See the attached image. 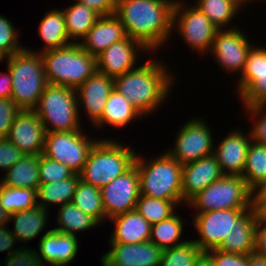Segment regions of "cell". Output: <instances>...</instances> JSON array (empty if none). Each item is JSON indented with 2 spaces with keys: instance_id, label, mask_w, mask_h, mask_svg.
Returning <instances> with one entry per match:
<instances>
[{
  "instance_id": "bcb514c9",
  "label": "cell",
  "mask_w": 266,
  "mask_h": 266,
  "mask_svg": "<svg viewBox=\"0 0 266 266\" xmlns=\"http://www.w3.org/2000/svg\"><path fill=\"white\" fill-rule=\"evenodd\" d=\"M216 266H248V254L225 253L218 249L206 252Z\"/></svg>"
},
{
  "instance_id": "ac0fdd59",
  "label": "cell",
  "mask_w": 266,
  "mask_h": 266,
  "mask_svg": "<svg viewBox=\"0 0 266 266\" xmlns=\"http://www.w3.org/2000/svg\"><path fill=\"white\" fill-rule=\"evenodd\" d=\"M251 141L249 131L236 127L215 144L214 154L224 175L242 176Z\"/></svg>"
},
{
  "instance_id": "f1b7e54d",
  "label": "cell",
  "mask_w": 266,
  "mask_h": 266,
  "mask_svg": "<svg viewBox=\"0 0 266 266\" xmlns=\"http://www.w3.org/2000/svg\"><path fill=\"white\" fill-rule=\"evenodd\" d=\"M4 174L0 182L6 186L37 190L40 185L39 155H24Z\"/></svg>"
},
{
  "instance_id": "e0dca14e",
  "label": "cell",
  "mask_w": 266,
  "mask_h": 266,
  "mask_svg": "<svg viewBox=\"0 0 266 266\" xmlns=\"http://www.w3.org/2000/svg\"><path fill=\"white\" fill-rule=\"evenodd\" d=\"M101 266H159L162 249L150 241L138 244L108 243Z\"/></svg>"
},
{
  "instance_id": "5bb4252c",
  "label": "cell",
  "mask_w": 266,
  "mask_h": 266,
  "mask_svg": "<svg viewBox=\"0 0 266 266\" xmlns=\"http://www.w3.org/2000/svg\"><path fill=\"white\" fill-rule=\"evenodd\" d=\"M239 78V79H238ZM235 93L243 107L266 104V46L250 49L243 72L237 77Z\"/></svg>"
},
{
  "instance_id": "30bf717a",
  "label": "cell",
  "mask_w": 266,
  "mask_h": 266,
  "mask_svg": "<svg viewBox=\"0 0 266 266\" xmlns=\"http://www.w3.org/2000/svg\"><path fill=\"white\" fill-rule=\"evenodd\" d=\"M99 139L88 136L83 129L46 132L43 155L64 164L74 173L80 174L92 148Z\"/></svg>"
},
{
  "instance_id": "8d00e7d4",
  "label": "cell",
  "mask_w": 266,
  "mask_h": 266,
  "mask_svg": "<svg viewBox=\"0 0 266 266\" xmlns=\"http://www.w3.org/2000/svg\"><path fill=\"white\" fill-rule=\"evenodd\" d=\"M0 205L9 215L37 206V190L9 187L0 182Z\"/></svg>"
},
{
  "instance_id": "c3c4849f",
  "label": "cell",
  "mask_w": 266,
  "mask_h": 266,
  "mask_svg": "<svg viewBox=\"0 0 266 266\" xmlns=\"http://www.w3.org/2000/svg\"><path fill=\"white\" fill-rule=\"evenodd\" d=\"M255 252L266 256V217L259 210L255 224Z\"/></svg>"
},
{
  "instance_id": "d590c367",
  "label": "cell",
  "mask_w": 266,
  "mask_h": 266,
  "mask_svg": "<svg viewBox=\"0 0 266 266\" xmlns=\"http://www.w3.org/2000/svg\"><path fill=\"white\" fill-rule=\"evenodd\" d=\"M247 187L254 192L266 181V145L251 141L242 174Z\"/></svg>"
},
{
  "instance_id": "7402d4cb",
  "label": "cell",
  "mask_w": 266,
  "mask_h": 266,
  "mask_svg": "<svg viewBox=\"0 0 266 266\" xmlns=\"http://www.w3.org/2000/svg\"><path fill=\"white\" fill-rule=\"evenodd\" d=\"M79 237L53 230L45 231L38 242V250H34L39 260L48 265H67L78 255ZM47 263V264H46Z\"/></svg>"
},
{
  "instance_id": "d4e9b609",
  "label": "cell",
  "mask_w": 266,
  "mask_h": 266,
  "mask_svg": "<svg viewBox=\"0 0 266 266\" xmlns=\"http://www.w3.org/2000/svg\"><path fill=\"white\" fill-rule=\"evenodd\" d=\"M141 118L143 119L129 100L114 89L107 99L102 117L92 127L103 130L109 125L121 129Z\"/></svg>"
},
{
  "instance_id": "f546056e",
  "label": "cell",
  "mask_w": 266,
  "mask_h": 266,
  "mask_svg": "<svg viewBox=\"0 0 266 266\" xmlns=\"http://www.w3.org/2000/svg\"><path fill=\"white\" fill-rule=\"evenodd\" d=\"M66 31L72 43H80L88 31L94 26L100 17L95 11L85 4L71 3L62 9Z\"/></svg>"
},
{
  "instance_id": "1f68e13d",
  "label": "cell",
  "mask_w": 266,
  "mask_h": 266,
  "mask_svg": "<svg viewBox=\"0 0 266 266\" xmlns=\"http://www.w3.org/2000/svg\"><path fill=\"white\" fill-rule=\"evenodd\" d=\"M57 226L52 228L55 231L75 235L79 237L80 232L96 229L100 224L91 216L86 215L80 208L72 202L57 208Z\"/></svg>"
},
{
  "instance_id": "cb8c5ba5",
  "label": "cell",
  "mask_w": 266,
  "mask_h": 266,
  "mask_svg": "<svg viewBox=\"0 0 266 266\" xmlns=\"http://www.w3.org/2000/svg\"><path fill=\"white\" fill-rule=\"evenodd\" d=\"M108 221L114 224L108 243L138 244L150 240L151 224L136 209L116 215Z\"/></svg>"
},
{
  "instance_id": "44dd1931",
  "label": "cell",
  "mask_w": 266,
  "mask_h": 266,
  "mask_svg": "<svg viewBox=\"0 0 266 266\" xmlns=\"http://www.w3.org/2000/svg\"><path fill=\"white\" fill-rule=\"evenodd\" d=\"M223 176L224 174L214 153L197 161L184 164L182 167L183 207L197 193Z\"/></svg>"
},
{
  "instance_id": "f907efd6",
  "label": "cell",
  "mask_w": 266,
  "mask_h": 266,
  "mask_svg": "<svg viewBox=\"0 0 266 266\" xmlns=\"http://www.w3.org/2000/svg\"><path fill=\"white\" fill-rule=\"evenodd\" d=\"M7 72H0V98H11L12 96V79L8 68Z\"/></svg>"
},
{
  "instance_id": "836d02e7",
  "label": "cell",
  "mask_w": 266,
  "mask_h": 266,
  "mask_svg": "<svg viewBox=\"0 0 266 266\" xmlns=\"http://www.w3.org/2000/svg\"><path fill=\"white\" fill-rule=\"evenodd\" d=\"M192 0V3L219 29H232L233 20L242 11L230 0ZM237 14V16H236ZM231 25V26H230Z\"/></svg>"
},
{
  "instance_id": "60d3db41",
  "label": "cell",
  "mask_w": 266,
  "mask_h": 266,
  "mask_svg": "<svg viewBox=\"0 0 266 266\" xmlns=\"http://www.w3.org/2000/svg\"><path fill=\"white\" fill-rule=\"evenodd\" d=\"M74 172L64 164L39 155V180L40 183H53L70 178Z\"/></svg>"
},
{
  "instance_id": "e575fe53",
  "label": "cell",
  "mask_w": 266,
  "mask_h": 266,
  "mask_svg": "<svg viewBox=\"0 0 266 266\" xmlns=\"http://www.w3.org/2000/svg\"><path fill=\"white\" fill-rule=\"evenodd\" d=\"M72 203L80 208L86 215L93 217L100 226L105 224L106 215L104 212L100 188L85 183L81 179L76 186Z\"/></svg>"
},
{
  "instance_id": "ee69618b",
  "label": "cell",
  "mask_w": 266,
  "mask_h": 266,
  "mask_svg": "<svg viewBox=\"0 0 266 266\" xmlns=\"http://www.w3.org/2000/svg\"><path fill=\"white\" fill-rule=\"evenodd\" d=\"M32 249L23 245L12 255L4 258L3 266H45Z\"/></svg>"
},
{
  "instance_id": "7dc6e473",
  "label": "cell",
  "mask_w": 266,
  "mask_h": 266,
  "mask_svg": "<svg viewBox=\"0 0 266 266\" xmlns=\"http://www.w3.org/2000/svg\"><path fill=\"white\" fill-rule=\"evenodd\" d=\"M76 3L85 4L99 16H110L116 12L117 0H72Z\"/></svg>"
},
{
  "instance_id": "74e56055",
  "label": "cell",
  "mask_w": 266,
  "mask_h": 266,
  "mask_svg": "<svg viewBox=\"0 0 266 266\" xmlns=\"http://www.w3.org/2000/svg\"><path fill=\"white\" fill-rule=\"evenodd\" d=\"M202 253L201 248L190 238L183 244L164 249L159 266H195Z\"/></svg>"
},
{
  "instance_id": "816d5d0a",
  "label": "cell",
  "mask_w": 266,
  "mask_h": 266,
  "mask_svg": "<svg viewBox=\"0 0 266 266\" xmlns=\"http://www.w3.org/2000/svg\"><path fill=\"white\" fill-rule=\"evenodd\" d=\"M253 205L259 211L266 206V181L253 192Z\"/></svg>"
},
{
  "instance_id": "5b68a950",
  "label": "cell",
  "mask_w": 266,
  "mask_h": 266,
  "mask_svg": "<svg viewBox=\"0 0 266 266\" xmlns=\"http://www.w3.org/2000/svg\"><path fill=\"white\" fill-rule=\"evenodd\" d=\"M6 61L12 79L11 99L21 110H34L48 84L40 52L24 48Z\"/></svg>"
},
{
  "instance_id": "d6a6232c",
  "label": "cell",
  "mask_w": 266,
  "mask_h": 266,
  "mask_svg": "<svg viewBox=\"0 0 266 266\" xmlns=\"http://www.w3.org/2000/svg\"><path fill=\"white\" fill-rule=\"evenodd\" d=\"M185 219L176 211L172 216L159 223L151 225L150 242L162 250L185 243L189 239H182Z\"/></svg>"
},
{
  "instance_id": "f5cc1de1",
  "label": "cell",
  "mask_w": 266,
  "mask_h": 266,
  "mask_svg": "<svg viewBox=\"0 0 266 266\" xmlns=\"http://www.w3.org/2000/svg\"><path fill=\"white\" fill-rule=\"evenodd\" d=\"M248 266H266V256L256 252L248 254Z\"/></svg>"
},
{
  "instance_id": "7bdbcfd3",
  "label": "cell",
  "mask_w": 266,
  "mask_h": 266,
  "mask_svg": "<svg viewBox=\"0 0 266 266\" xmlns=\"http://www.w3.org/2000/svg\"><path fill=\"white\" fill-rule=\"evenodd\" d=\"M21 109L11 98H0V138H7L16 115Z\"/></svg>"
},
{
  "instance_id": "db71d44e",
  "label": "cell",
  "mask_w": 266,
  "mask_h": 266,
  "mask_svg": "<svg viewBox=\"0 0 266 266\" xmlns=\"http://www.w3.org/2000/svg\"><path fill=\"white\" fill-rule=\"evenodd\" d=\"M195 266H216L213 259L206 253L203 252L198 258Z\"/></svg>"
},
{
  "instance_id": "9c48e42d",
  "label": "cell",
  "mask_w": 266,
  "mask_h": 266,
  "mask_svg": "<svg viewBox=\"0 0 266 266\" xmlns=\"http://www.w3.org/2000/svg\"><path fill=\"white\" fill-rule=\"evenodd\" d=\"M176 0L173 8L172 32L180 35L188 49L201 56L208 55L219 30L197 6Z\"/></svg>"
},
{
  "instance_id": "b9f144b4",
  "label": "cell",
  "mask_w": 266,
  "mask_h": 266,
  "mask_svg": "<svg viewBox=\"0 0 266 266\" xmlns=\"http://www.w3.org/2000/svg\"><path fill=\"white\" fill-rule=\"evenodd\" d=\"M246 116L250 117L252 126L249 128L251 140L266 145V104L243 107Z\"/></svg>"
},
{
  "instance_id": "8fae6325",
  "label": "cell",
  "mask_w": 266,
  "mask_h": 266,
  "mask_svg": "<svg viewBox=\"0 0 266 266\" xmlns=\"http://www.w3.org/2000/svg\"><path fill=\"white\" fill-rule=\"evenodd\" d=\"M180 126L173 147L166 151L181 165L214 153L215 139L212 128L204 117L188 118L184 125Z\"/></svg>"
},
{
  "instance_id": "681fc988",
  "label": "cell",
  "mask_w": 266,
  "mask_h": 266,
  "mask_svg": "<svg viewBox=\"0 0 266 266\" xmlns=\"http://www.w3.org/2000/svg\"><path fill=\"white\" fill-rule=\"evenodd\" d=\"M19 243L9 229V226L0 227V253L8 252L5 257L12 255L15 251L22 247V244L16 247L15 244ZM20 246V247H19Z\"/></svg>"
},
{
  "instance_id": "f6af8a7d",
  "label": "cell",
  "mask_w": 266,
  "mask_h": 266,
  "mask_svg": "<svg viewBox=\"0 0 266 266\" xmlns=\"http://www.w3.org/2000/svg\"><path fill=\"white\" fill-rule=\"evenodd\" d=\"M25 154L7 138H0V170L6 172Z\"/></svg>"
},
{
  "instance_id": "484cf974",
  "label": "cell",
  "mask_w": 266,
  "mask_h": 266,
  "mask_svg": "<svg viewBox=\"0 0 266 266\" xmlns=\"http://www.w3.org/2000/svg\"><path fill=\"white\" fill-rule=\"evenodd\" d=\"M258 209L253 207L223 239L218 250L225 253L249 254L255 252V224Z\"/></svg>"
},
{
  "instance_id": "7c38bea8",
  "label": "cell",
  "mask_w": 266,
  "mask_h": 266,
  "mask_svg": "<svg viewBox=\"0 0 266 266\" xmlns=\"http://www.w3.org/2000/svg\"><path fill=\"white\" fill-rule=\"evenodd\" d=\"M251 209H225L194 212L191 224L197 232L192 240L203 252L218 249L223 239Z\"/></svg>"
},
{
  "instance_id": "4316f807",
  "label": "cell",
  "mask_w": 266,
  "mask_h": 266,
  "mask_svg": "<svg viewBox=\"0 0 266 266\" xmlns=\"http://www.w3.org/2000/svg\"><path fill=\"white\" fill-rule=\"evenodd\" d=\"M47 11L41 18L37 28L38 36H40L44 46L39 48L40 50L38 51L30 47H25L30 51L41 53L46 50L62 48L72 44L66 31L65 17L62 9L53 8Z\"/></svg>"
},
{
  "instance_id": "ffe728a7",
  "label": "cell",
  "mask_w": 266,
  "mask_h": 266,
  "mask_svg": "<svg viewBox=\"0 0 266 266\" xmlns=\"http://www.w3.org/2000/svg\"><path fill=\"white\" fill-rule=\"evenodd\" d=\"M113 90V78L98 70L75 90L78 108L85 111L83 113L87 115V121H90L91 126L102 117L107 99Z\"/></svg>"
},
{
  "instance_id": "6f0895ef",
  "label": "cell",
  "mask_w": 266,
  "mask_h": 266,
  "mask_svg": "<svg viewBox=\"0 0 266 266\" xmlns=\"http://www.w3.org/2000/svg\"><path fill=\"white\" fill-rule=\"evenodd\" d=\"M260 212L266 217V206Z\"/></svg>"
},
{
  "instance_id": "8992f818",
  "label": "cell",
  "mask_w": 266,
  "mask_h": 266,
  "mask_svg": "<svg viewBox=\"0 0 266 266\" xmlns=\"http://www.w3.org/2000/svg\"><path fill=\"white\" fill-rule=\"evenodd\" d=\"M40 54L48 84L76 90L97 70L96 57L86 52L79 43Z\"/></svg>"
},
{
  "instance_id": "9a60e30c",
  "label": "cell",
  "mask_w": 266,
  "mask_h": 266,
  "mask_svg": "<svg viewBox=\"0 0 266 266\" xmlns=\"http://www.w3.org/2000/svg\"><path fill=\"white\" fill-rule=\"evenodd\" d=\"M106 221L134 210L140 196V176L134 164L123 175L100 188Z\"/></svg>"
},
{
  "instance_id": "4fadbf2b",
  "label": "cell",
  "mask_w": 266,
  "mask_h": 266,
  "mask_svg": "<svg viewBox=\"0 0 266 266\" xmlns=\"http://www.w3.org/2000/svg\"><path fill=\"white\" fill-rule=\"evenodd\" d=\"M240 26L232 29H219L214 36L213 44L208 55L216 60L219 69L226 74L237 75L244 70L248 53L254 43Z\"/></svg>"
},
{
  "instance_id": "4dcf8cb0",
  "label": "cell",
  "mask_w": 266,
  "mask_h": 266,
  "mask_svg": "<svg viewBox=\"0 0 266 266\" xmlns=\"http://www.w3.org/2000/svg\"><path fill=\"white\" fill-rule=\"evenodd\" d=\"M79 179L80 175L74 173L70 178L62 181L40 183L37 189V204L49 210L52 205L59 207L71 203Z\"/></svg>"
},
{
  "instance_id": "603a6c76",
  "label": "cell",
  "mask_w": 266,
  "mask_h": 266,
  "mask_svg": "<svg viewBox=\"0 0 266 266\" xmlns=\"http://www.w3.org/2000/svg\"><path fill=\"white\" fill-rule=\"evenodd\" d=\"M127 37L123 24L115 15L100 16L79 43L89 54L97 57L110 45Z\"/></svg>"
},
{
  "instance_id": "680465c9",
  "label": "cell",
  "mask_w": 266,
  "mask_h": 266,
  "mask_svg": "<svg viewBox=\"0 0 266 266\" xmlns=\"http://www.w3.org/2000/svg\"><path fill=\"white\" fill-rule=\"evenodd\" d=\"M48 266H67V265H48Z\"/></svg>"
},
{
  "instance_id": "52a82bcc",
  "label": "cell",
  "mask_w": 266,
  "mask_h": 266,
  "mask_svg": "<svg viewBox=\"0 0 266 266\" xmlns=\"http://www.w3.org/2000/svg\"><path fill=\"white\" fill-rule=\"evenodd\" d=\"M46 132H68L81 130V112L75 89L47 84L34 109ZM82 127V128H81Z\"/></svg>"
},
{
  "instance_id": "3957f363",
  "label": "cell",
  "mask_w": 266,
  "mask_h": 266,
  "mask_svg": "<svg viewBox=\"0 0 266 266\" xmlns=\"http://www.w3.org/2000/svg\"><path fill=\"white\" fill-rule=\"evenodd\" d=\"M152 157L147 160L139 152L135 157L134 164L140 176V195L155 199L172 200L179 208H182L183 165L166 150L160 155Z\"/></svg>"
},
{
  "instance_id": "6da1fadb",
  "label": "cell",
  "mask_w": 266,
  "mask_h": 266,
  "mask_svg": "<svg viewBox=\"0 0 266 266\" xmlns=\"http://www.w3.org/2000/svg\"><path fill=\"white\" fill-rule=\"evenodd\" d=\"M176 0H117L115 15L126 35L140 42L151 54L173 38V8ZM156 53V54H155Z\"/></svg>"
},
{
  "instance_id": "d6986e66",
  "label": "cell",
  "mask_w": 266,
  "mask_h": 266,
  "mask_svg": "<svg viewBox=\"0 0 266 266\" xmlns=\"http://www.w3.org/2000/svg\"><path fill=\"white\" fill-rule=\"evenodd\" d=\"M46 130L34 110H21L15 117L7 139L25 155L43 154Z\"/></svg>"
},
{
  "instance_id": "7a4b0ae2",
  "label": "cell",
  "mask_w": 266,
  "mask_h": 266,
  "mask_svg": "<svg viewBox=\"0 0 266 266\" xmlns=\"http://www.w3.org/2000/svg\"><path fill=\"white\" fill-rule=\"evenodd\" d=\"M149 56L151 57L143 60L135 69L113 78L114 89L126 97L145 118L161 110L177 80L168 63H164L159 57L152 58L151 54Z\"/></svg>"
},
{
  "instance_id": "11a10c76",
  "label": "cell",
  "mask_w": 266,
  "mask_h": 266,
  "mask_svg": "<svg viewBox=\"0 0 266 266\" xmlns=\"http://www.w3.org/2000/svg\"><path fill=\"white\" fill-rule=\"evenodd\" d=\"M233 4H235L241 11L245 9V7H249L248 4L259 3L261 0H230Z\"/></svg>"
},
{
  "instance_id": "f35d334b",
  "label": "cell",
  "mask_w": 266,
  "mask_h": 266,
  "mask_svg": "<svg viewBox=\"0 0 266 266\" xmlns=\"http://www.w3.org/2000/svg\"><path fill=\"white\" fill-rule=\"evenodd\" d=\"M178 206L172 200H162L140 195L136 203V211L151 225L172 216Z\"/></svg>"
},
{
  "instance_id": "277c9868",
  "label": "cell",
  "mask_w": 266,
  "mask_h": 266,
  "mask_svg": "<svg viewBox=\"0 0 266 266\" xmlns=\"http://www.w3.org/2000/svg\"><path fill=\"white\" fill-rule=\"evenodd\" d=\"M126 144L120 138L100 137L79 174L80 179L101 188L127 172L134 165L137 150Z\"/></svg>"
},
{
  "instance_id": "83f0119b",
  "label": "cell",
  "mask_w": 266,
  "mask_h": 266,
  "mask_svg": "<svg viewBox=\"0 0 266 266\" xmlns=\"http://www.w3.org/2000/svg\"><path fill=\"white\" fill-rule=\"evenodd\" d=\"M49 210L35 206L32 209L23 210L10 215V223L13 221V229L11 230L14 237L19 243H29L38 235L46 230Z\"/></svg>"
},
{
  "instance_id": "9f6ffc18",
  "label": "cell",
  "mask_w": 266,
  "mask_h": 266,
  "mask_svg": "<svg viewBox=\"0 0 266 266\" xmlns=\"http://www.w3.org/2000/svg\"><path fill=\"white\" fill-rule=\"evenodd\" d=\"M9 219H10L9 213L6 210H4L3 207L0 205V227L7 226V224H10Z\"/></svg>"
},
{
  "instance_id": "2e32d148",
  "label": "cell",
  "mask_w": 266,
  "mask_h": 266,
  "mask_svg": "<svg viewBox=\"0 0 266 266\" xmlns=\"http://www.w3.org/2000/svg\"><path fill=\"white\" fill-rule=\"evenodd\" d=\"M151 54L140 42L127 36L110 45L96 57L97 70L106 76L115 78L135 69L140 62V55ZM140 54V55H139Z\"/></svg>"
},
{
  "instance_id": "ab89813d",
  "label": "cell",
  "mask_w": 266,
  "mask_h": 266,
  "mask_svg": "<svg viewBox=\"0 0 266 266\" xmlns=\"http://www.w3.org/2000/svg\"><path fill=\"white\" fill-rule=\"evenodd\" d=\"M18 29L6 16L0 14V59L5 62L12 54L25 48L18 37Z\"/></svg>"
},
{
  "instance_id": "ba28073f",
  "label": "cell",
  "mask_w": 266,
  "mask_h": 266,
  "mask_svg": "<svg viewBox=\"0 0 266 266\" xmlns=\"http://www.w3.org/2000/svg\"><path fill=\"white\" fill-rule=\"evenodd\" d=\"M186 206L190 207L189 210H194L193 212L252 209L253 192L242 176L224 175L192 197Z\"/></svg>"
}]
</instances>
